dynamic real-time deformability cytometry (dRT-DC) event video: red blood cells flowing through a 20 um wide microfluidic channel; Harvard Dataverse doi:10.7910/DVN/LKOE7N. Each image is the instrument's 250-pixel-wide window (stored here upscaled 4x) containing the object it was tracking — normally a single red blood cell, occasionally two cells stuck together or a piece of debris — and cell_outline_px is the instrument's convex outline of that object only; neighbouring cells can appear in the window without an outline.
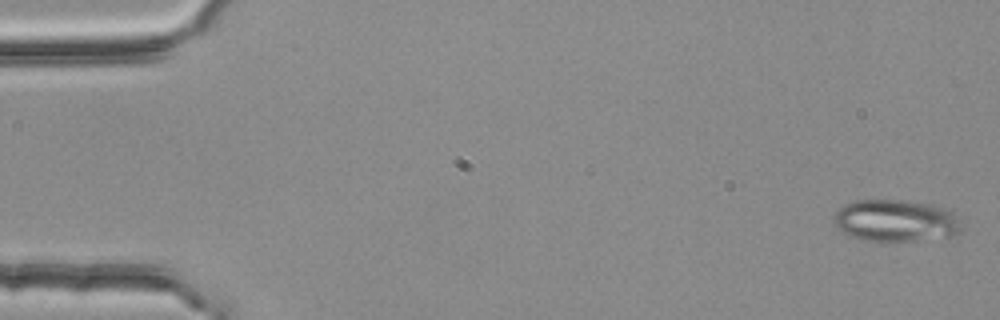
{"species": "common noctule bat (a hibernating species)", "species_latin": "Nyctalus noctula", "temperature_condition": "room temperature", "stored_images_in_passage": 5, "camera_frame_rate_fps": 3000, "um_per_image_px": 0.085, "animal": {"sex": "female", "body_mass_g": 25.1}, "frame": {"image": 1, "passage_image": 1, "time_ms": 0.0, "image_size_px": [1000, 320], "cell_outline_px": [[960, 232], [952, 236], [916, 240], [860, 240], [836, 228], [832, 220], [832, 216], [844, 204], [856, 200], [908, 200], [932, 204], [944, 208], [952, 212], [960, 228]], "centroid_in_image_um": [76.07, 18.74], "position_along_channel_um": 8.9, "area_um2": 30.98}}